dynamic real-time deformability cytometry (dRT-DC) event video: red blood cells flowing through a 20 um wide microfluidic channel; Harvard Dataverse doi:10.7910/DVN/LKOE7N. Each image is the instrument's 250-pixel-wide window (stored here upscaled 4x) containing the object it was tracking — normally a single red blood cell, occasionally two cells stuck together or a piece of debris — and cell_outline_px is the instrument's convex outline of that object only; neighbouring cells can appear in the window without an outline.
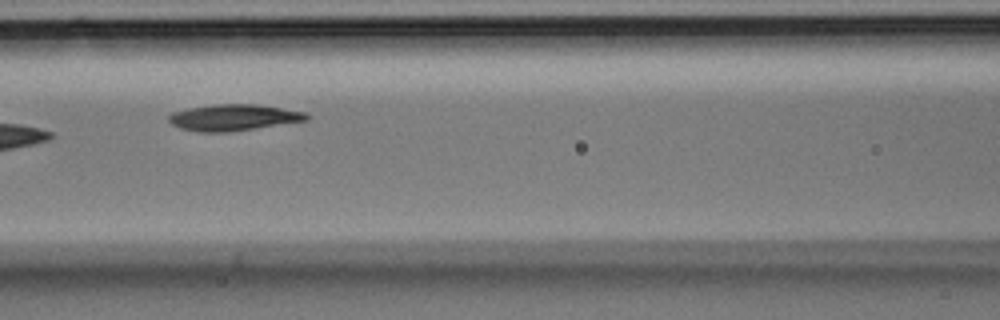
{"species": "Egyptian fruit bat (a non-hibernating species)", "species_latin": "Rousettus aegyptiacus", "temperature_condition": "room temperature", "stored_images_in_passage": 8, "camera_frame_rate_fps": 3000, "um_per_image_px": 0.085, "animal": {"sex": "male"}, "frame": {"image": 1, "passage_image": 8, "time_ms": 2.333, "image_size_px": [1000, 320], "cell_outline_px": [[308, 120], [228, 132], [196, 132], [180, 128], [172, 124], [168, 120], [168, 116], [172, 112], [188, 108], [216, 104], [256, 104], [304, 112], [308, 116]], "centroid_in_image_um": [19.79, 9.99], "position_along_channel_um": 146.8, "area_um2": 20.92}}